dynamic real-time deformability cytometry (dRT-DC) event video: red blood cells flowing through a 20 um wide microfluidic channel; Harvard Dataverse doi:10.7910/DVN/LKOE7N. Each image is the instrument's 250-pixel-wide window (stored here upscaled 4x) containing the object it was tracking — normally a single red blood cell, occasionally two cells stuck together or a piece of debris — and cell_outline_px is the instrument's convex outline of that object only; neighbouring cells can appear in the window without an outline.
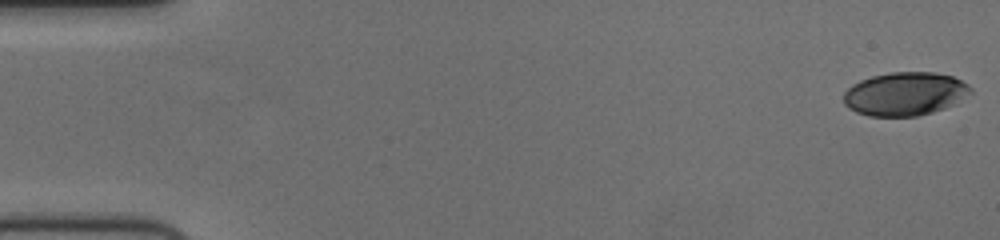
{"species": "human", "species_latin": "Homo sapiens", "temperature_condition": "cold", "stored_images_in_passage": 56, "camera_frame_rate_fps": 3000, "um_per_image_px": 0.085, "donor": {"sex": "female"}, "frame": {"image": 1, "passage_image": 1, "time_ms": 0.0, "image_size_px": [1000, 240], "cell_outline_px": [[972, 92], [952, 104], [944, 108], [932, 112], [916, 116], [868, 116], [856, 112], [848, 108], [844, 104], [844, 92], [852, 84], [860, 80], [872, 76], [892, 72], [936, 72], [952, 76], [968, 84], [972, 88]], "centroid_in_image_um": [76.89, 7.97], "position_along_channel_um": 8.1, "area_um2": 32.08}}
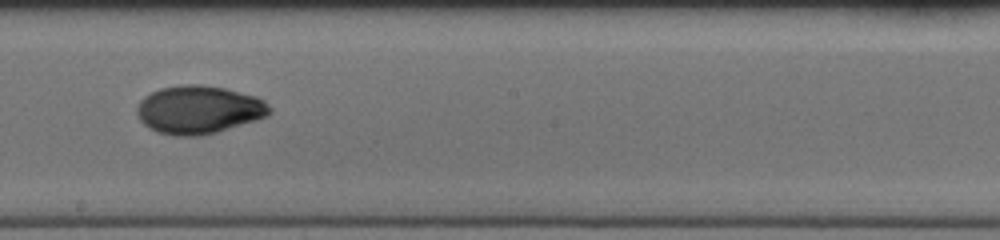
{"frame": {"image": 2, "passage_image": 32, "time_ms": 10.333, "image_size_px": [1000, 240], "cell_outline_px": [[272, 112], [268, 116], [256, 120], [216, 132], [200, 136], [176, 136], [160, 132], [148, 128], [140, 120], [136, 112], [136, 108], [140, 100], [144, 96], [160, 88], [180, 84], [200, 84], [224, 88], [256, 96], [264, 100], [272, 108]], "centroid_in_image_um": [16.9, 9.32], "position_along_channel_um": 231.3, "area_um2": 37.4}}
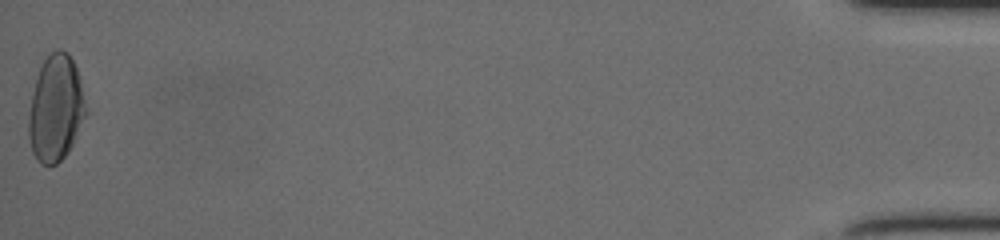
{"frame": {"image": 3, "passage_image": 56, "time_ms": 18.333, "image_size_px": [1000, 240], "cell_outline_px": [[88, 112], [68, 152], [56, 164], [48, 168], [40, 164], [36, 160], [32, 152], [28, 136], [28, 116], [32, 96], [36, 80], [40, 68], [44, 60], [56, 48], [60, 48], [68, 52], [76, 68], [80, 80]], "centroid_in_image_um": [4.74, 9.25], "position_along_channel_um": 430.5, "area_um2": 35.6}, "authors_computed_cell_mechanics": {"area_um2": 34.7956, "velocity_mm_per_s": 3.7423, "shape_relaxation_time_tau1_ms": 4.0976, "shape_relaxation_time_tau2_ms": 1.1585, "deformation_change_tau1": 0.1707, "deformation_change_tau2": 0.0374}}